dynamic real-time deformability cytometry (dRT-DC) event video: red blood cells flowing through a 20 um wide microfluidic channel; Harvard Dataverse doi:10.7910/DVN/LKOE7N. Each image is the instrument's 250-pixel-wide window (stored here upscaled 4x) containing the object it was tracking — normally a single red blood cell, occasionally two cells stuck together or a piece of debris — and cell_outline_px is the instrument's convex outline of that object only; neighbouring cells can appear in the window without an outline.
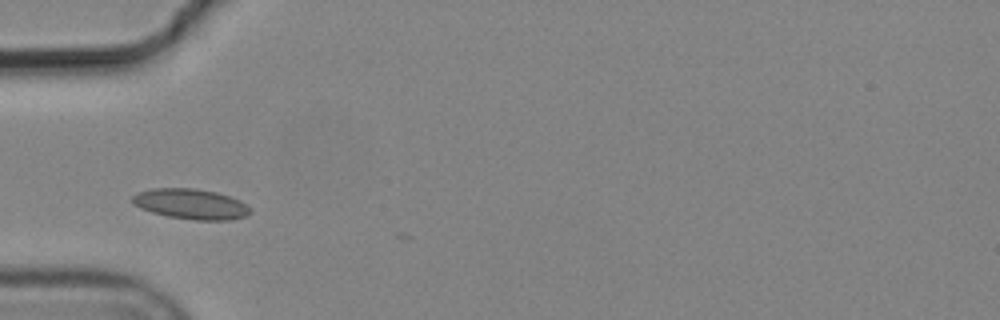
{"species": "common noctule bat (a hibernating species)", "species_latin": "Nyctalus noctula", "temperature_condition": "cold", "stored_images_in_passage": 6, "camera_frame_rate_fps": 3000, "um_per_image_px": 0.085, "animal": {"sex": "male", "body_mass_g": 19.2, "forearm_length_mm": 51.8}, "frame": {"image": 1, "passage_image": 3, "time_ms": 0.667, "image_size_px": [1000, 320], "cell_outline_px": [[248, 212], [244, 216], [232, 220], [192, 220], [168, 216], [152, 212], [140, 208], [132, 204], [132, 196], [136, 192], [152, 188], [196, 188], [216, 192], [240, 200], [248, 208]], "centroid_in_image_um": [16.15, 17.33], "position_along_channel_um": 68.9, "area_um2": 20.75}}
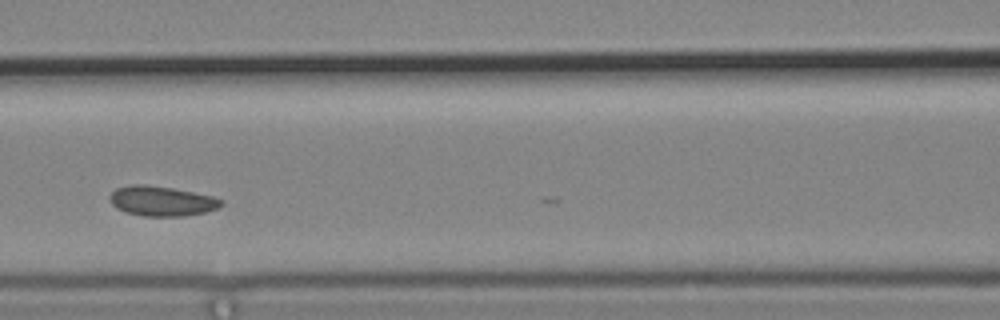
{"frame": {"image": 2, "passage_image": 5, "time_ms": 1.333, "image_size_px": [1000, 320], "cell_outline_px": [[224, 204], [208, 212], [184, 216], [144, 216], [124, 212], [116, 208], [112, 204], [108, 196], [116, 188], [132, 184], [140, 184], [172, 188], [212, 196], [224, 200]], "centroid_in_image_um": [13.74, 17.1], "position_along_channel_um": 152.9, "area_um2": 19.48}}
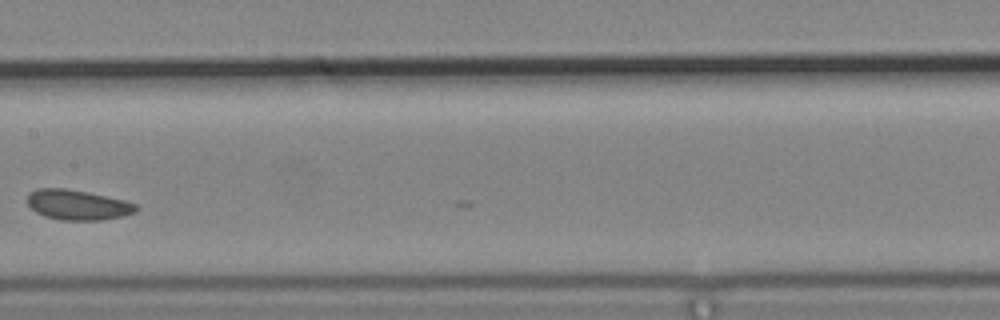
{"frame": {"image": 3, "passage_image": 6, "time_ms": 1.667, "image_size_px": [1000, 320], "cell_outline_px": [[140, 208], [136, 212], [124, 216], [100, 220], [60, 220], [44, 216], [36, 212], [28, 204], [28, 196], [32, 192], [40, 188], [64, 188], [88, 192], [124, 200], [136, 204]], "centroid_in_image_um": [6.64, 17.42], "position_along_channel_um": 200.8, "area_um2": 19.02}}